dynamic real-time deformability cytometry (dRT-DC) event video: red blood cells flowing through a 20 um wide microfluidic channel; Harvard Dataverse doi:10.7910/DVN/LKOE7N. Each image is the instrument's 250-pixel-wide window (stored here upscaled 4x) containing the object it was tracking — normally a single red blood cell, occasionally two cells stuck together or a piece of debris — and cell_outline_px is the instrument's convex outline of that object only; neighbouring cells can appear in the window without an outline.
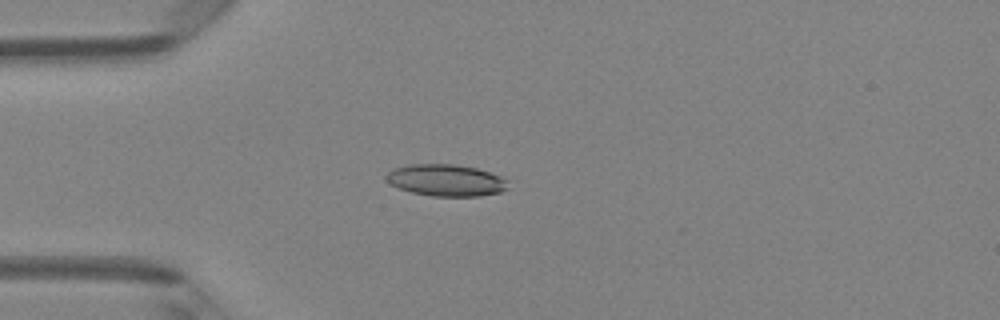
{"species": "Egyptian fruit bat (a non-hibernating species)", "species_latin": "Rousettus aegyptiacus", "temperature_condition": "room temperature", "stored_images_in_passage": 4, "camera_frame_rate_fps": 3000, "um_per_image_px": 0.085, "animal": {"sex": "female"}, "frame": {"image": 1, "passage_image": 3, "time_ms": 0.667, "image_size_px": [1000, 320], "cell_outline_px": [[508, 188], [500, 192], [480, 196], [432, 196], [412, 192], [388, 184], [384, 176], [392, 168], [408, 164], [456, 164], [476, 168], [500, 176], [508, 180]], "centroid_in_image_um": [37.88, 15.31], "position_along_channel_um": 47.1, "area_um2": 22.72}}